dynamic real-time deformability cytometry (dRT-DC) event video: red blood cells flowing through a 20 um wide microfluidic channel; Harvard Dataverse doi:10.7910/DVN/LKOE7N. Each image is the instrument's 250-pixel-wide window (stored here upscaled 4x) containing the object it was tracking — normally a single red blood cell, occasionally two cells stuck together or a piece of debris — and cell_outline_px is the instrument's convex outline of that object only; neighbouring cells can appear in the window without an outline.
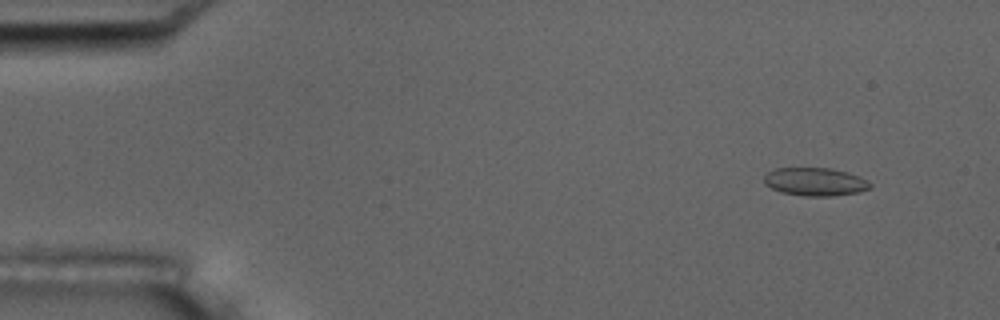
{"species": "common noctule bat (a hibernating species)", "species_latin": "Nyctalus noctula", "temperature_condition": "room temperature", "stored_images_in_passage": 54, "camera_frame_rate_fps": 3000, "um_per_image_px": 0.085, "animal": {"sex": "male", "body_mass_g": 17.5, "forearm_length_mm": 52.3}, "frame": {"image": 1, "passage_image": 5, "time_ms": 1.333, "image_size_px": [1000, 320], "cell_outline_px": [[872, 184], [868, 188], [856, 192], [832, 196], [804, 196], [780, 192], [764, 184], [764, 176], [768, 172], [776, 168], [832, 168], [860, 176], [868, 180]], "centroid_in_image_um": [69.26, 15.44], "position_along_channel_um": 15.7, "area_um2": 17.34}}
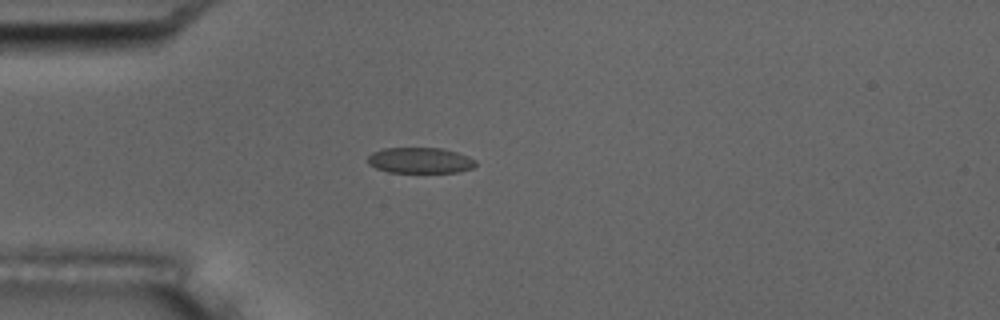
{"frame": {"image": 2, "passage_image": 15, "time_ms": 4.667, "image_size_px": [1000, 320], "cell_outline_px": [[476, 164], [472, 168], [456, 172], [388, 172], [376, 168], [368, 164], [368, 156], [372, 152], [384, 148], [444, 148], [468, 156], [476, 160]], "centroid_in_image_um": [35.7, 13.63], "position_along_channel_um": 49.3, "area_um2": 16.18}}
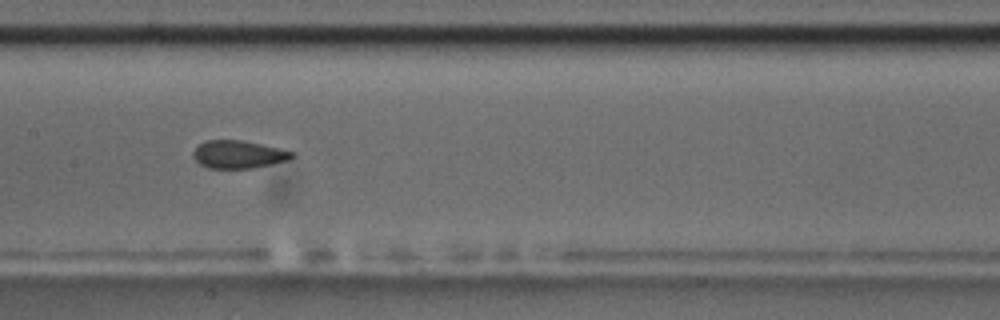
{"frame": {"image": 3, "passage_image": 27, "time_ms": 8.667, "image_size_px": [1000, 320], "cell_outline_px": [[296, 156], [288, 160], [252, 168], [208, 168], [200, 164], [192, 156], [192, 152], [204, 140], [240, 140], [280, 148], [296, 152]], "centroid_in_image_um": [20.28, 13.12], "position_along_channel_um": 187.1, "area_um2": 16.01}, "authors_computed_cell_mechanics": {"area_um2": 17.1955, "velocity_mm_per_s": 3.7469, "shape_relaxation_time_tau1_ms": null, "shape_relaxation_time_tau2_ms": 1.1417, "deformation_change_tau1": null, "deformation_change_tau2": 0.071}}